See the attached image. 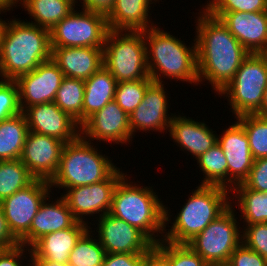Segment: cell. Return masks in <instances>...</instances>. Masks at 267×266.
I'll use <instances>...</instances> for the list:
<instances>
[{
    "label": "cell",
    "instance_id": "52a82bcc",
    "mask_svg": "<svg viewBox=\"0 0 267 266\" xmlns=\"http://www.w3.org/2000/svg\"><path fill=\"white\" fill-rule=\"evenodd\" d=\"M103 66L117 82L150 78L143 31L109 30L103 48Z\"/></svg>",
    "mask_w": 267,
    "mask_h": 266
},
{
    "label": "cell",
    "instance_id": "74e56055",
    "mask_svg": "<svg viewBox=\"0 0 267 266\" xmlns=\"http://www.w3.org/2000/svg\"><path fill=\"white\" fill-rule=\"evenodd\" d=\"M21 113L15 80L0 79V121Z\"/></svg>",
    "mask_w": 267,
    "mask_h": 266
},
{
    "label": "cell",
    "instance_id": "1f68e13d",
    "mask_svg": "<svg viewBox=\"0 0 267 266\" xmlns=\"http://www.w3.org/2000/svg\"><path fill=\"white\" fill-rule=\"evenodd\" d=\"M35 179L20 159L0 161V202Z\"/></svg>",
    "mask_w": 267,
    "mask_h": 266
},
{
    "label": "cell",
    "instance_id": "f1b7e54d",
    "mask_svg": "<svg viewBox=\"0 0 267 266\" xmlns=\"http://www.w3.org/2000/svg\"><path fill=\"white\" fill-rule=\"evenodd\" d=\"M230 192L233 194L230 204H236L237 210L240 209L241 215L238 216H241L244 225L267 223V192L248 189L242 184L235 185Z\"/></svg>",
    "mask_w": 267,
    "mask_h": 266
},
{
    "label": "cell",
    "instance_id": "7bdbcfd3",
    "mask_svg": "<svg viewBox=\"0 0 267 266\" xmlns=\"http://www.w3.org/2000/svg\"><path fill=\"white\" fill-rule=\"evenodd\" d=\"M145 254L106 253L102 266H141Z\"/></svg>",
    "mask_w": 267,
    "mask_h": 266
},
{
    "label": "cell",
    "instance_id": "7dc6e473",
    "mask_svg": "<svg viewBox=\"0 0 267 266\" xmlns=\"http://www.w3.org/2000/svg\"><path fill=\"white\" fill-rule=\"evenodd\" d=\"M28 262H30V266H70L67 263H58V262H54V261H49L47 259H42V258H29V260H27Z\"/></svg>",
    "mask_w": 267,
    "mask_h": 266
},
{
    "label": "cell",
    "instance_id": "f907efd6",
    "mask_svg": "<svg viewBox=\"0 0 267 266\" xmlns=\"http://www.w3.org/2000/svg\"><path fill=\"white\" fill-rule=\"evenodd\" d=\"M2 12L5 13L6 11L0 10V14ZM6 21L7 20H3V19L0 18V46H1V41H2V37H3V33H4V30H5L6 24H7Z\"/></svg>",
    "mask_w": 267,
    "mask_h": 266
},
{
    "label": "cell",
    "instance_id": "e575fe53",
    "mask_svg": "<svg viewBox=\"0 0 267 266\" xmlns=\"http://www.w3.org/2000/svg\"><path fill=\"white\" fill-rule=\"evenodd\" d=\"M154 247L166 258L168 266H209L187 244H174L161 240Z\"/></svg>",
    "mask_w": 267,
    "mask_h": 266
},
{
    "label": "cell",
    "instance_id": "277c9868",
    "mask_svg": "<svg viewBox=\"0 0 267 266\" xmlns=\"http://www.w3.org/2000/svg\"><path fill=\"white\" fill-rule=\"evenodd\" d=\"M196 188L189 194L175 218L172 217L170 208L168 210L166 207L168 205H165V231L162 240L187 244L231 205V194L227 188L200 184ZM169 223L173 225L169 226ZM166 226L170 229H166Z\"/></svg>",
    "mask_w": 267,
    "mask_h": 266
},
{
    "label": "cell",
    "instance_id": "30bf717a",
    "mask_svg": "<svg viewBox=\"0 0 267 266\" xmlns=\"http://www.w3.org/2000/svg\"><path fill=\"white\" fill-rule=\"evenodd\" d=\"M109 26L105 14L73 10L50 29L51 47L104 48Z\"/></svg>",
    "mask_w": 267,
    "mask_h": 266
},
{
    "label": "cell",
    "instance_id": "6da1fadb",
    "mask_svg": "<svg viewBox=\"0 0 267 266\" xmlns=\"http://www.w3.org/2000/svg\"><path fill=\"white\" fill-rule=\"evenodd\" d=\"M198 14L195 39L199 84L208 81L218 94L233 79L250 53L220 19L203 9Z\"/></svg>",
    "mask_w": 267,
    "mask_h": 266
},
{
    "label": "cell",
    "instance_id": "5b68a950",
    "mask_svg": "<svg viewBox=\"0 0 267 266\" xmlns=\"http://www.w3.org/2000/svg\"><path fill=\"white\" fill-rule=\"evenodd\" d=\"M130 178L126 174L116 185L109 213L138 228L154 244L159 243L165 231V205L152 186L135 184Z\"/></svg>",
    "mask_w": 267,
    "mask_h": 266
},
{
    "label": "cell",
    "instance_id": "d6a6232c",
    "mask_svg": "<svg viewBox=\"0 0 267 266\" xmlns=\"http://www.w3.org/2000/svg\"><path fill=\"white\" fill-rule=\"evenodd\" d=\"M90 229L92 230L89 228L80 237L70 252L68 259L70 266H102L106 252Z\"/></svg>",
    "mask_w": 267,
    "mask_h": 266
},
{
    "label": "cell",
    "instance_id": "8fae6325",
    "mask_svg": "<svg viewBox=\"0 0 267 266\" xmlns=\"http://www.w3.org/2000/svg\"><path fill=\"white\" fill-rule=\"evenodd\" d=\"M51 190L49 181L35 179L30 185L0 202L8 227L20 244L30 248L32 220L42 202L53 192Z\"/></svg>",
    "mask_w": 267,
    "mask_h": 266
},
{
    "label": "cell",
    "instance_id": "44dd1931",
    "mask_svg": "<svg viewBox=\"0 0 267 266\" xmlns=\"http://www.w3.org/2000/svg\"><path fill=\"white\" fill-rule=\"evenodd\" d=\"M174 113L169 127L171 139L186 153L197 160L202 154L217 144L218 134L205 122L195 121L186 115ZM184 115V116H182ZM215 132V133H214Z\"/></svg>",
    "mask_w": 267,
    "mask_h": 266
},
{
    "label": "cell",
    "instance_id": "4316f807",
    "mask_svg": "<svg viewBox=\"0 0 267 266\" xmlns=\"http://www.w3.org/2000/svg\"><path fill=\"white\" fill-rule=\"evenodd\" d=\"M73 0H21L22 8L29 14L31 20L26 22L48 30L70 14L78 4Z\"/></svg>",
    "mask_w": 267,
    "mask_h": 266
},
{
    "label": "cell",
    "instance_id": "cb8c5ba5",
    "mask_svg": "<svg viewBox=\"0 0 267 266\" xmlns=\"http://www.w3.org/2000/svg\"><path fill=\"white\" fill-rule=\"evenodd\" d=\"M155 2L159 0H115L106 15L109 30L143 31L156 26L149 15Z\"/></svg>",
    "mask_w": 267,
    "mask_h": 266
},
{
    "label": "cell",
    "instance_id": "7c38bea8",
    "mask_svg": "<svg viewBox=\"0 0 267 266\" xmlns=\"http://www.w3.org/2000/svg\"><path fill=\"white\" fill-rule=\"evenodd\" d=\"M122 171L117 168L106 180L87 186L72 187L62 193L61 196L77 221L88 223L86 220L91 215L96 217L98 214L95 218L97 219L109 213L116 185L127 174Z\"/></svg>",
    "mask_w": 267,
    "mask_h": 266
},
{
    "label": "cell",
    "instance_id": "9c48e42d",
    "mask_svg": "<svg viewBox=\"0 0 267 266\" xmlns=\"http://www.w3.org/2000/svg\"><path fill=\"white\" fill-rule=\"evenodd\" d=\"M230 205L187 245L209 266H226L231 254L242 243L241 223Z\"/></svg>",
    "mask_w": 267,
    "mask_h": 266
},
{
    "label": "cell",
    "instance_id": "603a6c76",
    "mask_svg": "<svg viewBox=\"0 0 267 266\" xmlns=\"http://www.w3.org/2000/svg\"><path fill=\"white\" fill-rule=\"evenodd\" d=\"M89 228V223L76 221L70 228L44 235L30 247V258L67 263L70 252Z\"/></svg>",
    "mask_w": 267,
    "mask_h": 266
},
{
    "label": "cell",
    "instance_id": "f6af8a7d",
    "mask_svg": "<svg viewBox=\"0 0 267 266\" xmlns=\"http://www.w3.org/2000/svg\"><path fill=\"white\" fill-rule=\"evenodd\" d=\"M78 1L80 3H78ZM114 1L115 0H77V3L82 4L81 9L99 12L107 15L112 9Z\"/></svg>",
    "mask_w": 267,
    "mask_h": 266
},
{
    "label": "cell",
    "instance_id": "60d3db41",
    "mask_svg": "<svg viewBox=\"0 0 267 266\" xmlns=\"http://www.w3.org/2000/svg\"><path fill=\"white\" fill-rule=\"evenodd\" d=\"M226 266H267V260L241 243L231 254Z\"/></svg>",
    "mask_w": 267,
    "mask_h": 266
},
{
    "label": "cell",
    "instance_id": "c3c4849f",
    "mask_svg": "<svg viewBox=\"0 0 267 266\" xmlns=\"http://www.w3.org/2000/svg\"><path fill=\"white\" fill-rule=\"evenodd\" d=\"M18 4H21V0H0V10L13 11V6L18 7Z\"/></svg>",
    "mask_w": 267,
    "mask_h": 266
},
{
    "label": "cell",
    "instance_id": "2e32d148",
    "mask_svg": "<svg viewBox=\"0 0 267 266\" xmlns=\"http://www.w3.org/2000/svg\"><path fill=\"white\" fill-rule=\"evenodd\" d=\"M165 84L152 82L146 89L143 100L136 109L129 115L130 130L133 138L135 132H163L169 131L173 113L168 114L167 92L164 90Z\"/></svg>",
    "mask_w": 267,
    "mask_h": 266
},
{
    "label": "cell",
    "instance_id": "f546056e",
    "mask_svg": "<svg viewBox=\"0 0 267 266\" xmlns=\"http://www.w3.org/2000/svg\"><path fill=\"white\" fill-rule=\"evenodd\" d=\"M84 91V80L64 77L54 100V103L80 126L83 124Z\"/></svg>",
    "mask_w": 267,
    "mask_h": 266
},
{
    "label": "cell",
    "instance_id": "bcb514c9",
    "mask_svg": "<svg viewBox=\"0 0 267 266\" xmlns=\"http://www.w3.org/2000/svg\"><path fill=\"white\" fill-rule=\"evenodd\" d=\"M141 266H168L166 258L153 246L142 258Z\"/></svg>",
    "mask_w": 267,
    "mask_h": 266
},
{
    "label": "cell",
    "instance_id": "7402d4cb",
    "mask_svg": "<svg viewBox=\"0 0 267 266\" xmlns=\"http://www.w3.org/2000/svg\"><path fill=\"white\" fill-rule=\"evenodd\" d=\"M51 59L64 77L86 80L103 67V48L51 47Z\"/></svg>",
    "mask_w": 267,
    "mask_h": 266
},
{
    "label": "cell",
    "instance_id": "f35d334b",
    "mask_svg": "<svg viewBox=\"0 0 267 266\" xmlns=\"http://www.w3.org/2000/svg\"><path fill=\"white\" fill-rule=\"evenodd\" d=\"M242 243L267 260V223L243 225Z\"/></svg>",
    "mask_w": 267,
    "mask_h": 266
},
{
    "label": "cell",
    "instance_id": "ba28073f",
    "mask_svg": "<svg viewBox=\"0 0 267 266\" xmlns=\"http://www.w3.org/2000/svg\"><path fill=\"white\" fill-rule=\"evenodd\" d=\"M267 88V54L250 53L236 71L233 79L218 93L228 100L232 114L238 117L256 114L262 106Z\"/></svg>",
    "mask_w": 267,
    "mask_h": 266
},
{
    "label": "cell",
    "instance_id": "4dcf8cb0",
    "mask_svg": "<svg viewBox=\"0 0 267 266\" xmlns=\"http://www.w3.org/2000/svg\"><path fill=\"white\" fill-rule=\"evenodd\" d=\"M204 179L200 185H216L228 189V162L217 143L197 159Z\"/></svg>",
    "mask_w": 267,
    "mask_h": 266
},
{
    "label": "cell",
    "instance_id": "681fc988",
    "mask_svg": "<svg viewBox=\"0 0 267 266\" xmlns=\"http://www.w3.org/2000/svg\"><path fill=\"white\" fill-rule=\"evenodd\" d=\"M260 116L267 117V88L264 91V97L261 109L256 113Z\"/></svg>",
    "mask_w": 267,
    "mask_h": 266
},
{
    "label": "cell",
    "instance_id": "83f0119b",
    "mask_svg": "<svg viewBox=\"0 0 267 266\" xmlns=\"http://www.w3.org/2000/svg\"><path fill=\"white\" fill-rule=\"evenodd\" d=\"M28 132L23 112L0 121V161L20 159Z\"/></svg>",
    "mask_w": 267,
    "mask_h": 266
},
{
    "label": "cell",
    "instance_id": "d6986e66",
    "mask_svg": "<svg viewBox=\"0 0 267 266\" xmlns=\"http://www.w3.org/2000/svg\"><path fill=\"white\" fill-rule=\"evenodd\" d=\"M208 13L220 19L249 53L267 54V11Z\"/></svg>",
    "mask_w": 267,
    "mask_h": 266
},
{
    "label": "cell",
    "instance_id": "ffe728a7",
    "mask_svg": "<svg viewBox=\"0 0 267 266\" xmlns=\"http://www.w3.org/2000/svg\"><path fill=\"white\" fill-rule=\"evenodd\" d=\"M217 143L222 148L228 162V189L243 183L253 165L249 139L244 128L236 121L222 130Z\"/></svg>",
    "mask_w": 267,
    "mask_h": 266
},
{
    "label": "cell",
    "instance_id": "d4e9b609",
    "mask_svg": "<svg viewBox=\"0 0 267 266\" xmlns=\"http://www.w3.org/2000/svg\"><path fill=\"white\" fill-rule=\"evenodd\" d=\"M45 199L30 226V247L46 234L70 228L77 220L62 196ZM48 201V202H46ZM51 202V203H49Z\"/></svg>",
    "mask_w": 267,
    "mask_h": 266
},
{
    "label": "cell",
    "instance_id": "b9f144b4",
    "mask_svg": "<svg viewBox=\"0 0 267 266\" xmlns=\"http://www.w3.org/2000/svg\"><path fill=\"white\" fill-rule=\"evenodd\" d=\"M27 252L29 254L28 256L30 257L31 249L22 244H19L18 246L12 247L10 249L0 250V266H23L22 263L24 261V258L26 259V257H28L25 256ZM24 266H30V263H26V265Z\"/></svg>",
    "mask_w": 267,
    "mask_h": 266
},
{
    "label": "cell",
    "instance_id": "4fadbf2b",
    "mask_svg": "<svg viewBox=\"0 0 267 266\" xmlns=\"http://www.w3.org/2000/svg\"><path fill=\"white\" fill-rule=\"evenodd\" d=\"M96 221L95 235L106 253L146 254L154 246L142 231L110 213Z\"/></svg>",
    "mask_w": 267,
    "mask_h": 266
},
{
    "label": "cell",
    "instance_id": "3957f363",
    "mask_svg": "<svg viewBox=\"0 0 267 266\" xmlns=\"http://www.w3.org/2000/svg\"><path fill=\"white\" fill-rule=\"evenodd\" d=\"M143 34L147 67L153 82L163 83L164 80L161 79L167 78L199 85L195 36V43L188 46L185 41L162 30L158 25L143 30Z\"/></svg>",
    "mask_w": 267,
    "mask_h": 266
},
{
    "label": "cell",
    "instance_id": "ac0fdd59",
    "mask_svg": "<svg viewBox=\"0 0 267 266\" xmlns=\"http://www.w3.org/2000/svg\"><path fill=\"white\" fill-rule=\"evenodd\" d=\"M64 144L54 137L29 131L20 161L36 179L50 181L57 172Z\"/></svg>",
    "mask_w": 267,
    "mask_h": 266
},
{
    "label": "cell",
    "instance_id": "9a60e30c",
    "mask_svg": "<svg viewBox=\"0 0 267 266\" xmlns=\"http://www.w3.org/2000/svg\"><path fill=\"white\" fill-rule=\"evenodd\" d=\"M63 78V72L52 59L19 76L15 81L21 112L32 105L54 102Z\"/></svg>",
    "mask_w": 267,
    "mask_h": 266
},
{
    "label": "cell",
    "instance_id": "484cf974",
    "mask_svg": "<svg viewBox=\"0 0 267 266\" xmlns=\"http://www.w3.org/2000/svg\"><path fill=\"white\" fill-rule=\"evenodd\" d=\"M84 82L83 123L114 100L117 86L116 79L104 66Z\"/></svg>",
    "mask_w": 267,
    "mask_h": 266
},
{
    "label": "cell",
    "instance_id": "8992f818",
    "mask_svg": "<svg viewBox=\"0 0 267 266\" xmlns=\"http://www.w3.org/2000/svg\"><path fill=\"white\" fill-rule=\"evenodd\" d=\"M81 135L65 143L56 174L49 181L51 188L66 190L106 180L118 167Z\"/></svg>",
    "mask_w": 267,
    "mask_h": 266
},
{
    "label": "cell",
    "instance_id": "836d02e7",
    "mask_svg": "<svg viewBox=\"0 0 267 266\" xmlns=\"http://www.w3.org/2000/svg\"><path fill=\"white\" fill-rule=\"evenodd\" d=\"M235 119L246 132L253 159L267 158V117L245 114Z\"/></svg>",
    "mask_w": 267,
    "mask_h": 266
},
{
    "label": "cell",
    "instance_id": "5bb4252c",
    "mask_svg": "<svg viewBox=\"0 0 267 266\" xmlns=\"http://www.w3.org/2000/svg\"><path fill=\"white\" fill-rule=\"evenodd\" d=\"M80 135L87 141L130 144L132 133L129 115L113 100L91 115L81 126ZM131 141V142H130Z\"/></svg>",
    "mask_w": 267,
    "mask_h": 266
},
{
    "label": "cell",
    "instance_id": "e0dca14e",
    "mask_svg": "<svg viewBox=\"0 0 267 266\" xmlns=\"http://www.w3.org/2000/svg\"><path fill=\"white\" fill-rule=\"evenodd\" d=\"M23 114L31 132L48 135L64 143L72 142L80 136L77 121L54 102L32 105Z\"/></svg>",
    "mask_w": 267,
    "mask_h": 266
},
{
    "label": "cell",
    "instance_id": "7a4b0ae2",
    "mask_svg": "<svg viewBox=\"0 0 267 266\" xmlns=\"http://www.w3.org/2000/svg\"><path fill=\"white\" fill-rule=\"evenodd\" d=\"M50 30L7 19L0 46V78L16 80L51 59Z\"/></svg>",
    "mask_w": 267,
    "mask_h": 266
},
{
    "label": "cell",
    "instance_id": "ab89813d",
    "mask_svg": "<svg viewBox=\"0 0 267 266\" xmlns=\"http://www.w3.org/2000/svg\"><path fill=\"white\" fill-rule=\"evenodd\" d=\"M245 188L267 192V158L253 161L248 177L241 183Z\"/></svg>",
    "mask_w": 267,
    "mask_h": 266
},
{
    "label": "cell",
    "instance_id": "d590c367",
    "mask_svg": "<svg viewBox=\"0 0 267 266\" xmlns=\"http://www.w3.org/2000/svg\"><path fill=\"white\" fill-rule=\"evenodd\" d=\"M153 82L151 78L117 82L114 100L130 115L143 100L147 87Z\"/></svg>",
    "mask_w": 267,
    "mask_h": 266
},
{
    "label": "cell",
    "instance_id": "ee69618b",
    "mask_svg": "<svg viewBox=\"0 0 267 266\" xmlns=\"http://www.w3.org/2000/svg\"><path fill=\"white\" fill-rule=\"evenodd\" d=\"M20 242L11 233L4 212L0 206V250L18 246Z\"/></svg>",
    "mask_w": 267,
    "mask_h": 266
},
{
    "label": "cell",
    "instance_id": "8d00e7d4",
    "mask_svg": "<svg viewBox=\"0 0 267 266\" xmlns=\"http://www.w3.org/2000/svg\"><path fill=\"white\" fill-rule=\"evenodd\" d=\"M200 7L207 12H263L267 0H209Z\"/></svg>",
    "mask_w": 267,
    "mask_h": 266
}]
</instances>
